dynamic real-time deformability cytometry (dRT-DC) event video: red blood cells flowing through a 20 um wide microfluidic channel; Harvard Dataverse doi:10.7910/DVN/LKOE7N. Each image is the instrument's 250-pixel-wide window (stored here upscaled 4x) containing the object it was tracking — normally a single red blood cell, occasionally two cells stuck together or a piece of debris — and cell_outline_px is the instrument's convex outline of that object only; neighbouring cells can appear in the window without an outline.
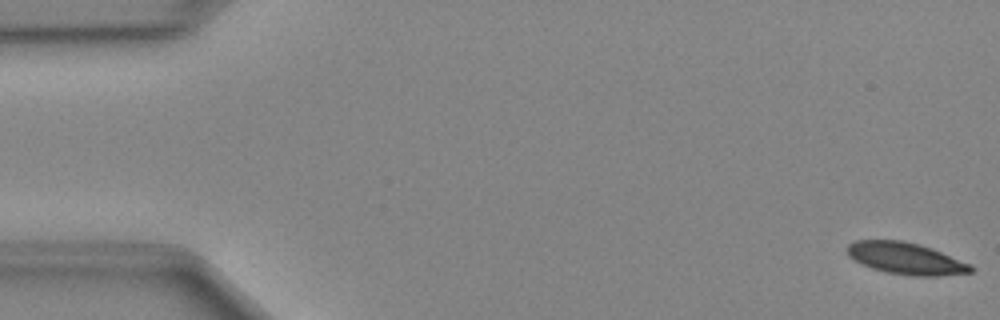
{"species": "Egyptian fruit bat (a non-hibernating species)", "species_latin": "Rousettus aegyptiacus", "temperature_condition": "cold", "stored_images_in_passage": 49, "camera_frame_rate_fps": 3000, "um_per_image_px": 0.085, "animal": {"sex": "female"}, "frame": {"image": 1, "passage_image": 1, "time_ms": 0.0, "image_size_px": [1000, 320], "cell_outline_px": [[976, 268], [972, 272], [940, 276], [912, 276], [888, 272], [872, 268], [848, 256], [848, 244], [856, 240], [900, 240], [920, 244], [932, 248], [972, 264]], "centroid_in_image_um": [77.06, 21.96], "position_along_channel_um": 7.9, "area_um2": 22.89}}
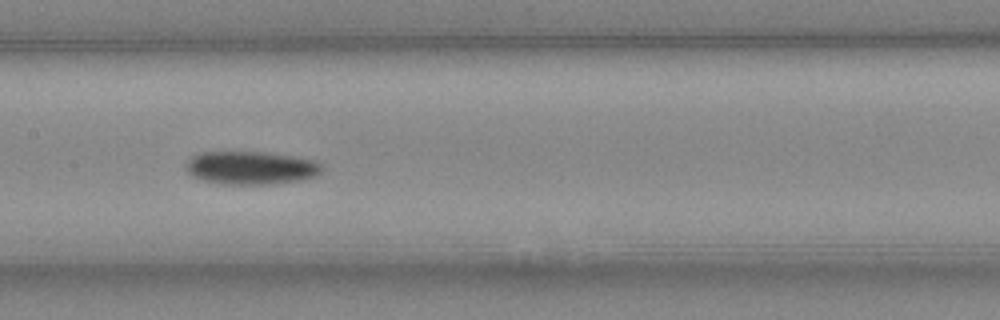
{"frame": {"image": 2, "passage_image": 24, "time_ms": 7.667, "image_size_px": [1000, 320], "cell_outline_px": [[324, 172], [316, 176], [300, 180], [272, 184], [220, 184], [204, 180], [192, 176], [184, 168], [184, 164], [192, 156], [200, 152], [264, 152], [296, 156], [316, 160], [324, 164]], "centroid_in_image_um": [21.38, 14.26], "position_along_channel_um": 186.0, "area_um2": 26.76}}
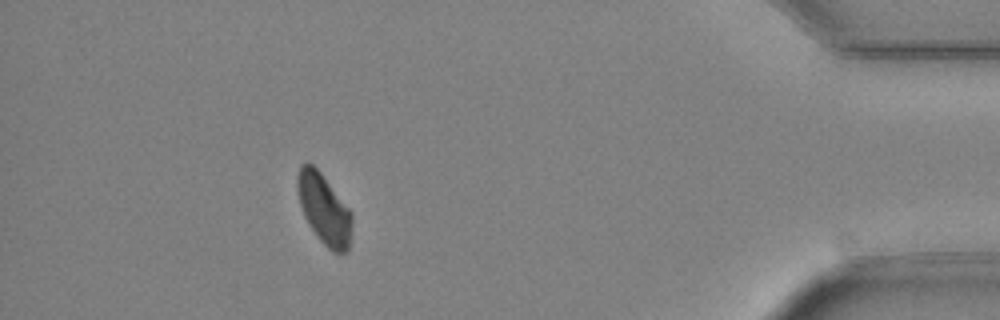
{"frame": {"image": 3, "passage_image": 44, "time_ms": 14.333, "image_size_px": [1000, 320], "cell_outline_px": [[352, 232], [348, 252], [332, 252], [316, 236], [308, 224], [304, 216], [300, 204], [296, 188], [296, 176], [300, 164], [312, 164], [320, 172], [352, 212]], "centroid_in_image_um": [27.54, 17.79], "position_along_channel_um": 407.7, "area_um2": 22.48}}